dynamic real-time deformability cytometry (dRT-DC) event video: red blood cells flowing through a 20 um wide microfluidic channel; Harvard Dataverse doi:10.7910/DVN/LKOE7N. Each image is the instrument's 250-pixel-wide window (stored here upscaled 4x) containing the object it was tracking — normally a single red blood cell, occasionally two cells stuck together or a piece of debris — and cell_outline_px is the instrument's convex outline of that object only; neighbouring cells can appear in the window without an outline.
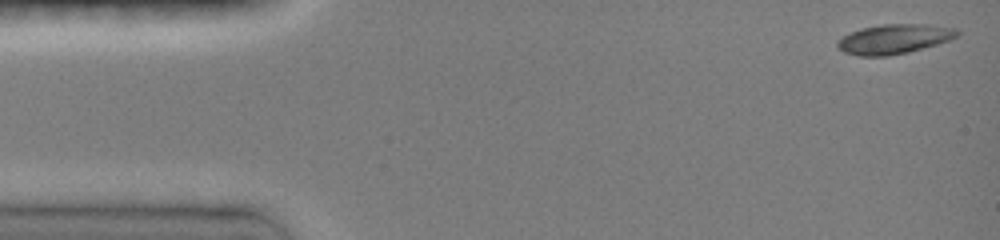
{"species": "common noctule bat (a hibernating species)", "species_latin": "Nyctalus noctula", "temperature_condition": "room temperature", "stored_images_in_passage": 66, "camera_frame_rate_fps": 3000, "um_per_image_px": 0.085, "animal": {"sex": "female", "body_mass_g": 19.0, "forearm_length_mm": 51.5}, "frame": {"image": 1, "passage_image": 1, "time_ms": 0.0, "image_size_px": [1000, 240], "cell_outline_px": [[960, 32], [956, 36], [948, 40], [936, 44], [908, 52], [888, 56], [856, 56], [844, 52], [836, 44], [836, 40], [860, 28], [880, 24], [924, 24], [956, 28]], "centroid_in_image_um": [75.96, 3.31], "position_along_channel_um": 9.0, "area_um2": 20.58}}
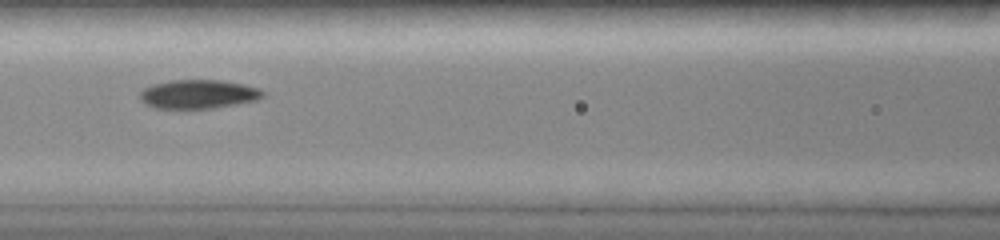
{"frame": {"image": 2, "passage_image": 35, "time_ms": 6.333, "image_size_px": [1000, 240], "cell_outline_px": [[264, 96], [256, 100], [236, 104], [212, 108], [156, 108], [144, 104], [140, 100], [140, 92], [144, 88], [152, 84], [172, 80], [220, 80], [244, 84], [260, 88], [264, 92]], "centroid_in_image_um": [16.85, 8.0], "position_along_channel_um": 149.7, "area_um2": 20.69}}
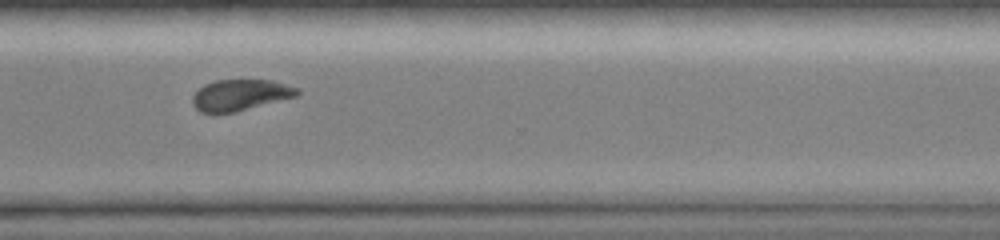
{"frame": {"image": 3, "passage_image": 65, "time_ms": 11.333, "image_size_px": [1000, 240], "cell_outline_px": [[300, 92], [296, 96], [236, 112], [200, 112], [192, 104], [192, 96], [204, 84], [216, 80], [272, 80], [296, 88]], "centroid_in_image_um": [20.39, 8.07], "position_along_channel_um": 350.2, "area_um2": 18.73}}